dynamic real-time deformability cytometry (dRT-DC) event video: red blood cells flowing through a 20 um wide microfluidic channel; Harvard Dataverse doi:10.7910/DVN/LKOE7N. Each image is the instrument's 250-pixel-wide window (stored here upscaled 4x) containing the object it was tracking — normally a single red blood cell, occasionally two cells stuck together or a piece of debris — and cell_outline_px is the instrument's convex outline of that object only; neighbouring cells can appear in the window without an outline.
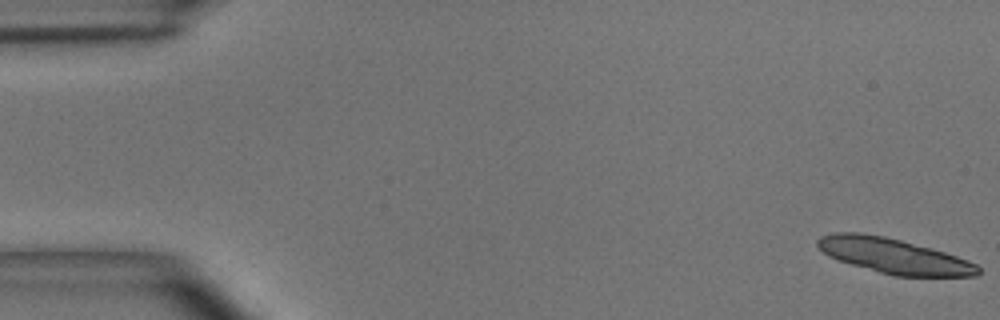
{"species": "common noctule bat (a hibernating species)", "species_latin": "Nyctalus noctula", "temperature_condition": "room temperature", "stored_images_in_passage": 6, "camera_frame_rate_fps": 3000, "um_per_image_px": 0.085, "animal": {"sex": "male", "body_mass_g": 15.6}, "frame": {"image": 1, "passage_image": 1, "time_ms": 0.0, "image_size_px": [1000, 320], "cell_outline_px": [[980, 272], [976, 276], [892, 276], [836, 260], [828, 256], [816, 244], [816, 240], [820, 236], [832, 232], [860, 232], [884, 236], [932, 248], [968, 260], [976, 264], [980, 268]], "centroid_in_image_um": [75.93, 21.75], "position_along_channel_um": 9.1, "area_um2": 32.95}}